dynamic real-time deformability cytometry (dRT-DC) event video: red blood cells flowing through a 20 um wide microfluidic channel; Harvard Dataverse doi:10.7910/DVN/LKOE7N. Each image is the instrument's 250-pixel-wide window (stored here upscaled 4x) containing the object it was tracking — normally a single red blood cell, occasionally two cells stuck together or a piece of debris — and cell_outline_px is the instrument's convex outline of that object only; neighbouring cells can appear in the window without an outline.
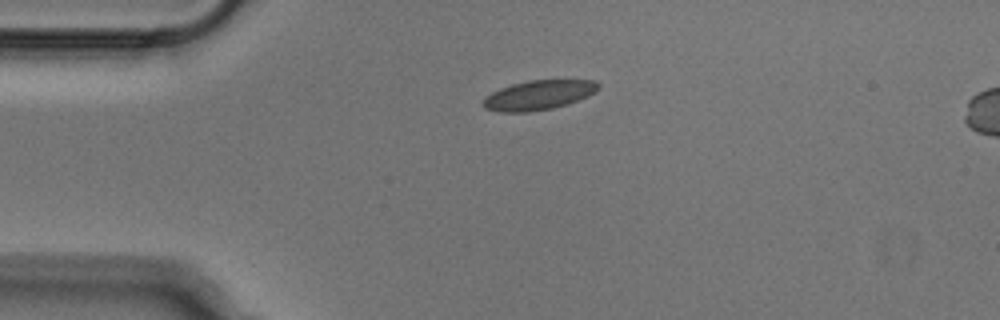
{"species": "Egyptian fruit bat (a non-hibernating species)", "species_latin": "Rousettus aegyptiacus", "temperature_condition": "cold", "stored_images_in_passage": 41, "camera_frame_rate_fps": 3000, "um_per_image_px": 0.085, "animal": {"sex": "male"}, "frame": {"image": 1, "passage_image": 1, "time_ms": 0.0, "image_size_px": [1000, 320], "cell_outline_px": [[600, 88], [596, 92], [588, 96], [568, 104], [552, 108], [528, 112], [500, 112], [484, 108], [480, 104], [484, 96], [500, 88], [512, 84], [528, 80], [596, 80], [600, 84]], "centroid_in_image_um": [45.77, 8.08], "position_along_channel_um": 39.2, "area_um2": 20.11}}
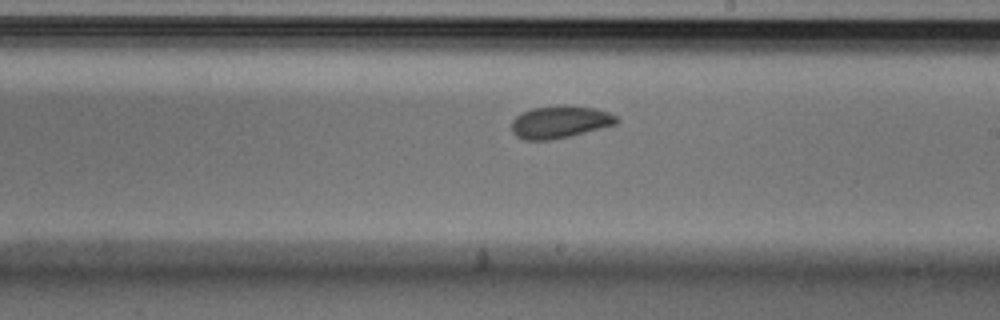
{"frame": {"image": 2, "passage_image": 19, "time_ms": 6.0, "image_size_px": [1000, 320], "cell_outline_px": [[620, 120], [616, 124], [572, 136], [552, 140], [524, 140], [516, 136], [512, 132], [512, 120], [516, 116], [532, 108], [596, 108], [608, 112], [616, 116]], "centroid_in_image_um": [47.59, 10.43], "position_along_channel_um": 241.4, "area_um2": 19.13}}
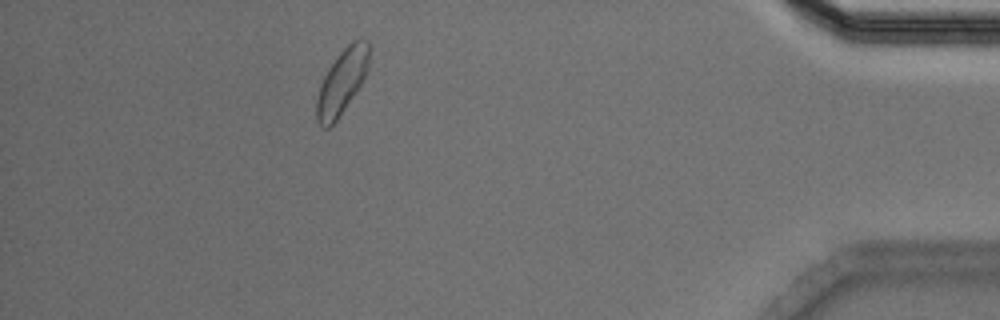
{"frame": {"image": 3, "passage_image": 36, "time_ms": 11.667, "image_size_px": [1000, 320], "cell_outline_px": [[372, 44], [368, 72], [336, 120], [328, 128], [324, 128], [316, 120], [316, 100], [320, 84], [328, 68], [336, 56], [352, 40], [360, 36], [368, 40]], "centroid_in_image_um": [29.11, 6.84], "position_along_channel_um": 406.1, "area_um2": 20.11}}